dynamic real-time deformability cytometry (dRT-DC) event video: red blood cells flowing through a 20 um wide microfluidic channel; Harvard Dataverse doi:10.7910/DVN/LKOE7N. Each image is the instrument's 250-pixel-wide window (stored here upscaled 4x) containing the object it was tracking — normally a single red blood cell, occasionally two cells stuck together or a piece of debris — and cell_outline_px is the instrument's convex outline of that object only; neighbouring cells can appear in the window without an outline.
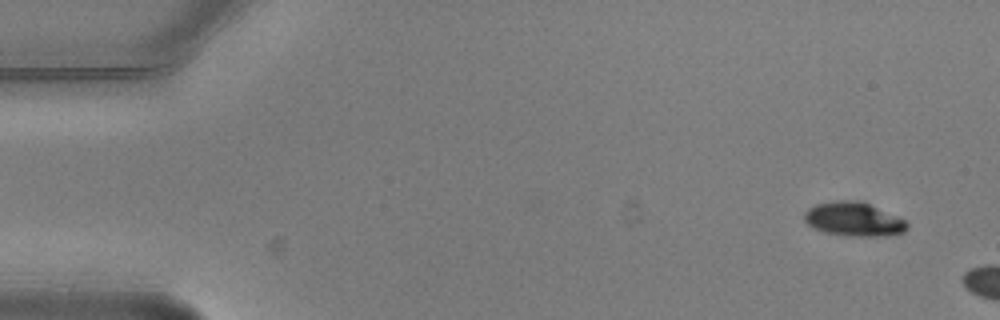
{"species": "common noctule bat (a hibernating species)", "species_latin": "Nyctalus noctula", "temperature_condition": "warm", "stored_images_in_passage": 3, "segment_of_instrument_passage": [2, 2], "camera_frame_rate_fps": 3000, "um_per_image_px": 0.085, "animal": {"sex": "male", "body_mass_g": 20.5, "forearm_length_mm": 52.5}, "frame": {"image": 1, "passage_image": 3, "time_ms": 0.667, "image_size_px": [1000, 320], "cell_outline_px": [[908, 228], [904, 232], [888, 236], [848, 236], [824, 232], [812, 228], [804, 220], [804, 212], [808, 208], [816, 204], [836, 200], [860, 200], [904, 220], [908, 224]], "centroid_in_image_um": [72.53, 18.64], "position_along_channel_um": 12.5, "area_um2": 20.35}}